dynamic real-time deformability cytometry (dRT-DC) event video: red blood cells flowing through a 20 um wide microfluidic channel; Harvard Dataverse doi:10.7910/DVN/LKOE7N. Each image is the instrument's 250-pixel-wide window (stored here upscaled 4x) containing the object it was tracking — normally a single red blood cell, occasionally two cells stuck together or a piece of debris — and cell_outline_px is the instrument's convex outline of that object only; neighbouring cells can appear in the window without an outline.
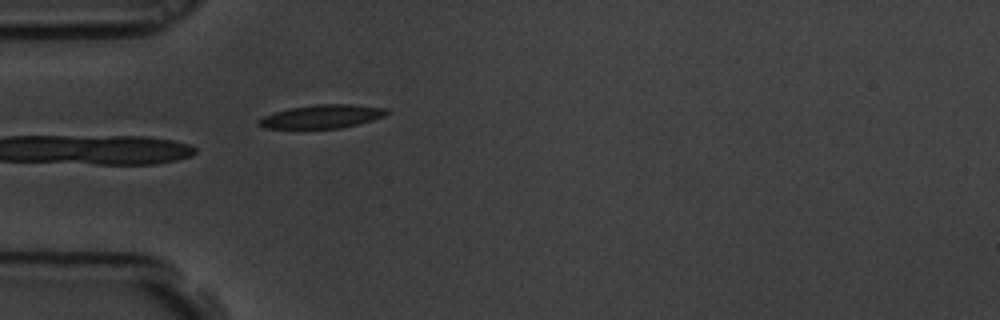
{"species": "common noctule bat (a hibernating species)", "species_latin": "Nyctalus noctula", "temperature_condition": "room temperature", "stored_images_in_passage": 6, "camera_frame_rate_fps": 3000, "um_per_image_px": 0.085, "animal": {"sex": "male", "body_mass_g": 19.5, "forearm_length_mm": 54.6}, "frame": {"image": 1, "passage_image": 6, "time_ms": 1.667, "image_size_px": [1000, 320], "cell_outline_px": [[388, 112], [384, 116], [372, 120], [340, 128], [264, 128], [256, 124], [256, 120], [264, 116], [276, 112], [292, 108], [316, 104], [352, 104], [388, 108]], "centroid_in_image_um": [27.36, 9.9], "position_along_channel_um": 57.6, "area_um2": 17.34}}